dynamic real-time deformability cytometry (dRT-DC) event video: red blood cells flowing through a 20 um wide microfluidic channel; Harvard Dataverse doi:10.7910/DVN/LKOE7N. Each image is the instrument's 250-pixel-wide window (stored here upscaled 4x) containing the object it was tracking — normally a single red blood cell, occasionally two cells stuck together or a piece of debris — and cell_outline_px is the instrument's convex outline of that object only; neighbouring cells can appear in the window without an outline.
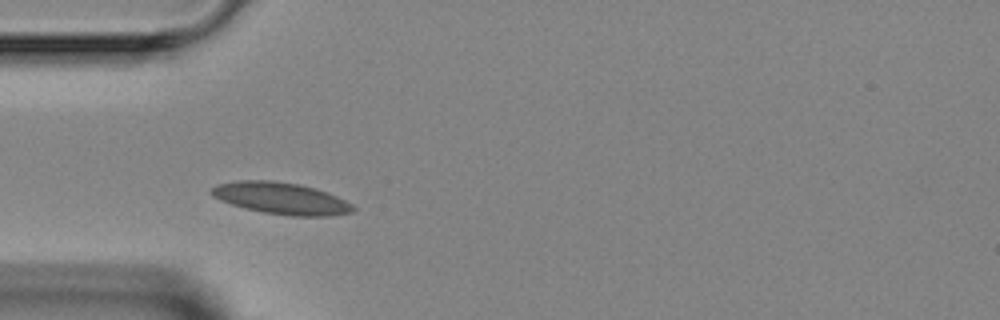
{"species": "Egyptian fruit bat (a non-hibernating species)", "species_latin": "Rousettus aegyptiacus", "temperature_condition": "room temperature", "stored_images_in_passage": 1, "camera_frame_rate_fps": 3000, "um_per_image_px": 0.085, "animal": {"sex": "female"}, "frame": {"image": 1, "passage_image": 1, "time_ms": 0.0, "image_size_px": [1000, 320], "cell_outline_px": [[356, 208], [352, 212], [332, 216], [292, 216], [264, 212], [244, 208], [220, 200], [212, 196], [208, 192], [216, 184], [236, 180], [272, 180], [300, 184], [316, 188], [328, 192], [352, 204]], "centroid_in_image_um": [23.88, 16.85], "position_along_channel_um": 61.1, "area_um2": 26.41}}